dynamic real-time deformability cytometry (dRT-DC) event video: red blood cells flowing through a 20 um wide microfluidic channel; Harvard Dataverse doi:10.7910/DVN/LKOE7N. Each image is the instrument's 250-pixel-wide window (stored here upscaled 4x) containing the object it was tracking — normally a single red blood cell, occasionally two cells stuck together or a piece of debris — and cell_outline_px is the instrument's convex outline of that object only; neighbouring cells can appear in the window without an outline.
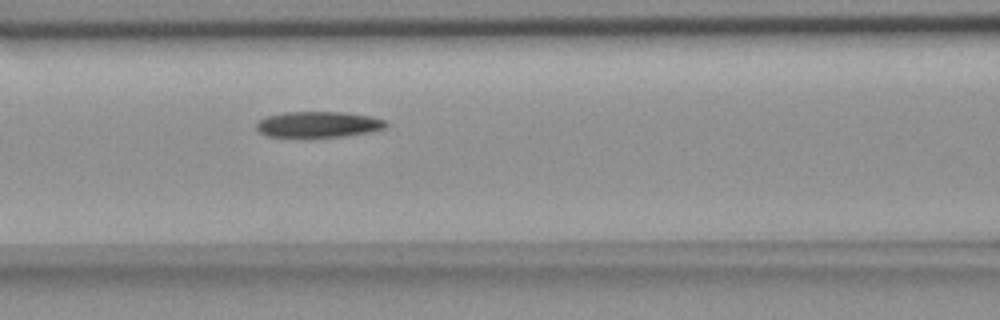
{"species": "common noctule bat (a hibernating species)", "species_latin": "Nyctalus noctula", "temperature_condition": "room temperature", "stored_images_in_passage": 3, "camera_frame_rate_fps": 3000, "um_per_image_px": 0.085, "animal": {"sex": "female", "body_mass_g": 18.4}, "frame": {"image": 1, "passage_image": 3, "time_ms": 2.0, "image_size_px": [1000, 320], "cell_outline_px": [[388, 124], [384, 128], [372, 132], [344, 136], [268, 136], [260, 132], [256, 128], [256, 124], [260, 120], [268, 116], [284, 112], [344, 112], [368, 116], [388, 120]], "centroid_in_image_um": [27.11, 10.56], "position_along_channel_um": 139.5, "area_um2": 19.31}}